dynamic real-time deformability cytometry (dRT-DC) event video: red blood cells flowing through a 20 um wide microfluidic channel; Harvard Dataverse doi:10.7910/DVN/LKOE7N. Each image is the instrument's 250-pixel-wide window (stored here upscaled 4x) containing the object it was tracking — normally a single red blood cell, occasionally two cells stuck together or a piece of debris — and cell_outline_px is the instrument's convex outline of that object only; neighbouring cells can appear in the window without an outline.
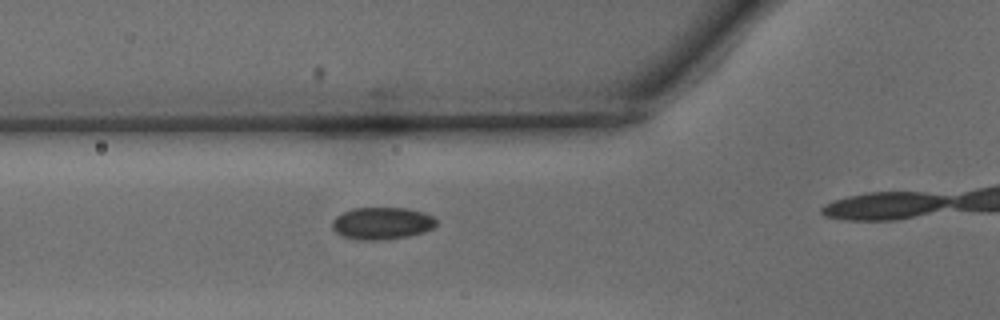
{"species": "common noctule bat (a hibernating species)", "species_latin": "Nyctalus noctula", "temperature_condition": "warm", "stored_images_in_passage": 14, "camera_frame_rate_fps": 3000, "um_per_image_px": 0.085, "animal": {"sex": "male", "body_mass_g": 15.6}, "frame": {"image": 1, "passage_image": 10, "time_ms": 3.0, "image_size_px": [1000, 320], "cell_outline_px": [[436, 224], [432, 228], [424, 232], [408, 236], [380, 240], [360, 240], [344, 236], [336, 232], [332, 228], [332, 220], [336, 216], [352, 208], [408, 208], [424, 212], [432, 216], [436, 220]], "centroid_in_image_um": [32.46, 18.97], "position_along_channel_um": 93.3, "area_um2": 19.48}}